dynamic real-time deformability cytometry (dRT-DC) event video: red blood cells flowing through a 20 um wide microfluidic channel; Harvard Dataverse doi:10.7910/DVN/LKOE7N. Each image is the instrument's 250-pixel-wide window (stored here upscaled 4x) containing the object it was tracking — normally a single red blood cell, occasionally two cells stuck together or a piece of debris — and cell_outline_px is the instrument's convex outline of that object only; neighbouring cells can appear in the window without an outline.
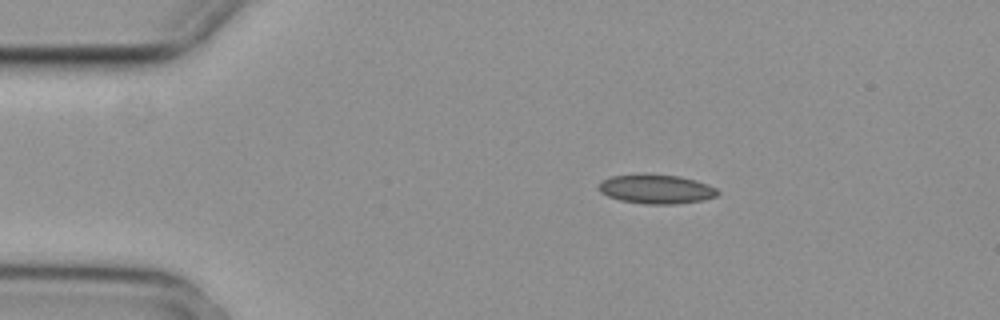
{"species": "common noctule bat (a hibernating species)", "species_latin": "Nyctalus noctula", "temperature_condition": "cold", "stored_images_in_passage": 3, "camera_frame_rate_fps": 3000, "um_per_image_px": 0.085, "animal": {"sex": "female", "body_mass_g": 29.2, "forearm_length_mm": 56.3}, "frame": {"image": 1, "passage_image": 2, "time_ms": 0.333, "image_size_px": [1000, 320], "cell_outline_px": [[720, 192], [716, 196], [704, 200], [676, 204], [644, 204], [620, 200], [608, 196], [600, 192], [600, 184], [604, 180], [612, 176], [644, 172], [680, 176], [696, 180], [708, 184], [716, 188]], "centroid_in_image_um": [55.81, 16.05], "position_along_channel_um": 29.2, "area_um2": 20.58}}